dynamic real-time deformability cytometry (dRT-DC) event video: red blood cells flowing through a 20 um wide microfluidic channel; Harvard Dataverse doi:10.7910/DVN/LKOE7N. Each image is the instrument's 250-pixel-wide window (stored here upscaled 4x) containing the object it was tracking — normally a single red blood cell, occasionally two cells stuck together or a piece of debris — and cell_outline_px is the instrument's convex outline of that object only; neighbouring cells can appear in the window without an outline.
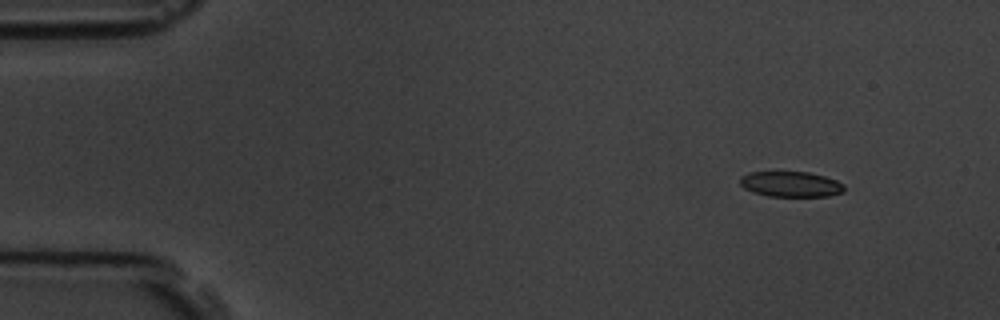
{"species": "common noctule bat (a hibernating species)", "species_latin": "Nyctalus noctula", "temperature_condition": "room temperature", "stored_images_in_passage": 4, "camera_frame_rate_fps": 3000, "um_per_image_px": 0.085, "animal": {"sex": "male", "body_mass_g": 19.5, "forearm_length_mm": 54.6}, "frame": {"image": 1, "passage_image": 1, "time_ms": 0.0, "image_size_px": [1000, 320], "cell_outline_px": [[844, 192], [828, 196], [768, 196], [752, 192], [744, 188], [740, 184], [740, 176], [748, 172], [808, 172], [824, 176], [836, 180], [844, 184]], "centroid_in_image_um": [67.2, 15.65], "position_along_channel_um": 17.8, "area_um2": 15.49}}
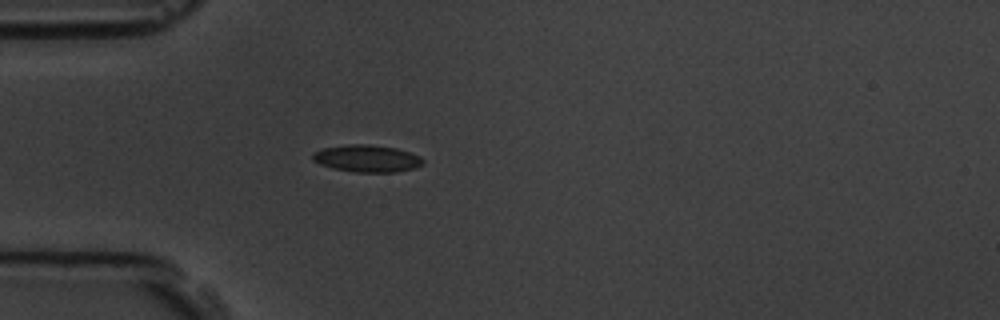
{"frame": {"image": 2, "passage_image": 4, "time_ms": 3.333, "image_size_px": [1000, 320], "cell_outline_px": [[424, 164], [412, 168], [396, 172], [356, 172], [332, 168], [320, 164], [312, 160], [312, 152], [324, 148], [348, 144], [368, 144], [396, 148], [420, 156], [424, 160]], "centroid_in_image_um": [31.17, 13.47], "position_along_channel_um": 53.8, "area_um2": 17.4}}